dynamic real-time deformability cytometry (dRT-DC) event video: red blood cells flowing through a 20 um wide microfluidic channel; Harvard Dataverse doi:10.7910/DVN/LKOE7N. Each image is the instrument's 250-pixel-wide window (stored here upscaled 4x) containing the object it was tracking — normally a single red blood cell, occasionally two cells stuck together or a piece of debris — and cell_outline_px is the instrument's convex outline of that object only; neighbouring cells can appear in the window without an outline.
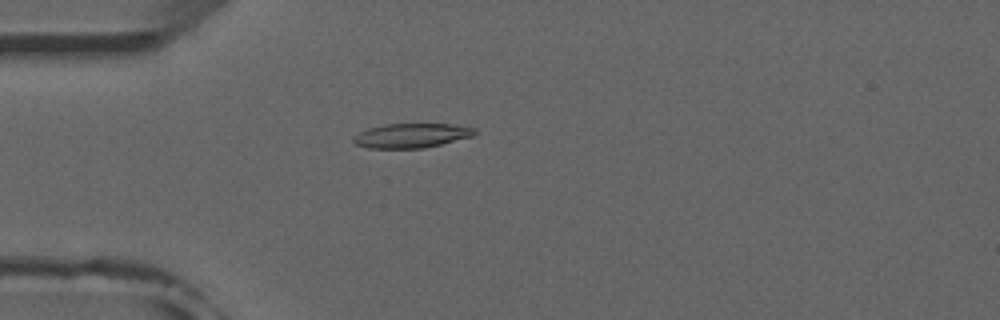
{"species": "common noctule bat (a hibernating species)", "species_latin": "Nyctalus noctula", "temperature_condition": "room temperature", "stored_images_in_passage": 48, "camera_frame_rate_fps": 3000, "um_per_image_px": 0.085, "animal": {"sex": "male", "forearm_length_mm": 52.5}, "frame": {"image": 1, "passage_image": 10, "time_ms": 3.0, "image_size_px": [1000, 320], "cell_outline_px": [[476, 132], [472, 136], [424, 148], [368, 148], [356, 144], [352, 140], [352, 136], [368, 128], [388, 124], [452, 124], [476, 128]], "centroid_in_image_um": [34.95, 11.52], "position_along_channel_um": 50.0, "area_um2": 17.11}}
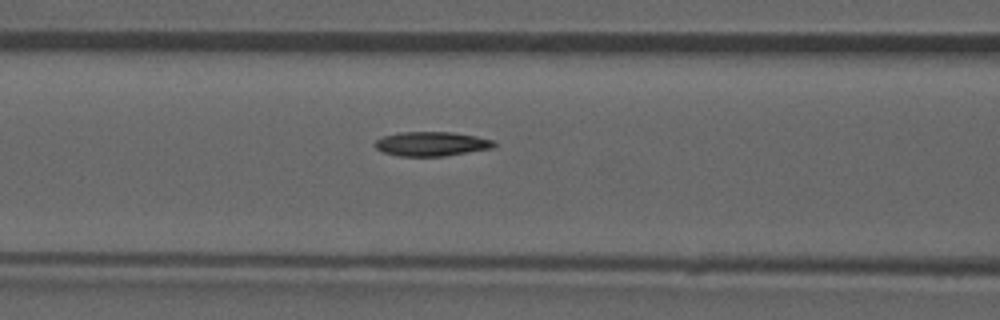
{"frame": {"image": 2, "passage_image": 17, "time_ms": 5.333, "image_size_px": [1000, 320], "cell_outline_px": [[496, 144], [492, 148], [444, 156], [400, 156], [384, 152], [376, 148], [372, 144], [376, 140], [384, 136], [400, 132], [452, 132], [476, 136], [496, 140]], "centroid_in_image_um": [36.69, 12.22], "position_along_channel_um": 129.9, "area_um2": 16.88}}
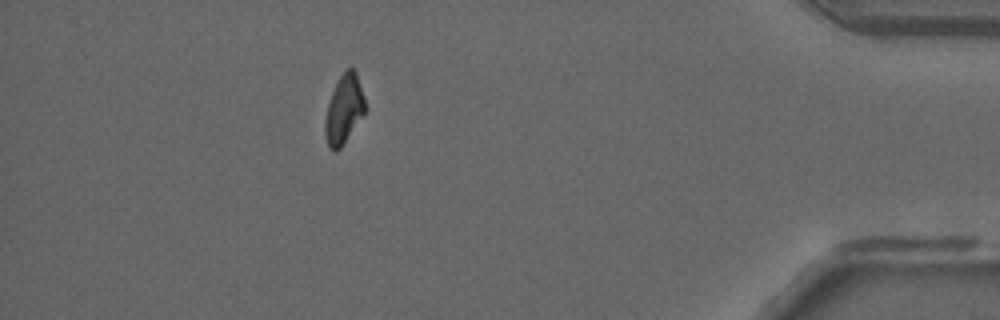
{"frame": {"image": 3, "passage_image": 42, "time_ms": 13.667, "image_size_px": [1000, 320], "cell_outline_px": [[364, 112], [340, 148], [336, 152], [332, 152], [328, 148], [324, 132], [324, 124], [328, 104], [332, 92], [340, 76], [348, 68], [352, 68], [356, 72], [364, 96]], "centroid_in_image_um": [29.2, 9.32], "position_along_channel_um": 406.0, "area_um2": 15.66}, "authors_computed_cell_mechanics": {"area_um2": 16.9354, "velocity_mm_per_s": 3.9265, "shape_relaxation_time_tau1_ms": 10.9224, "shape_relaxation_time_tau2_ms": null, "deformation_change_tau1": 0.2627, "deformation_change_tau2": null}}